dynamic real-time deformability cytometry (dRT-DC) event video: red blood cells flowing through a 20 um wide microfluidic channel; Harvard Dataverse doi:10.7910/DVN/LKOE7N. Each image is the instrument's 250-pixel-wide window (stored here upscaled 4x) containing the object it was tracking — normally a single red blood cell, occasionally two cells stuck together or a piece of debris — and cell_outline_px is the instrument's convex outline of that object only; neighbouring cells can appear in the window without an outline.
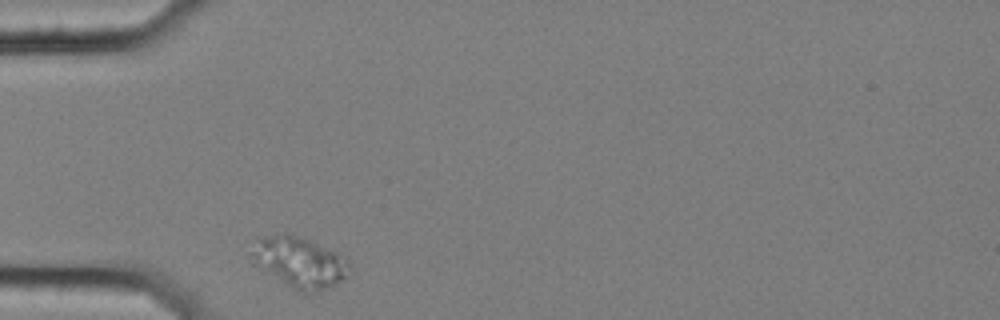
{"species": "common noctule bat (a hibernating species)", "species_latin": "Nyctalus noctula", "temperature_condition": "cold", "stored_images_in_passage": 3, "camera_frame_rate_fps": 3000, "um_per_image_px": 0.085, "animal": {"sex": "female", "body_mass_g": 25.1}, "frame": {"image": 1, "passage_image": 1, "time_ms": 0.0, "image_size_px": [1000, 320], "cell_outline_px": [[352, 272], [348, 276], [316, 292], [300, 292], [264, 268], [252, 256], [252, 240], [256, 236], [284, 232], [292, 232], [336, 252], [348, 260]], "centroid_in_image_um": [25.48, 22.2], "position_along_channel_um": 59.5, "area_um2": 28.44}}